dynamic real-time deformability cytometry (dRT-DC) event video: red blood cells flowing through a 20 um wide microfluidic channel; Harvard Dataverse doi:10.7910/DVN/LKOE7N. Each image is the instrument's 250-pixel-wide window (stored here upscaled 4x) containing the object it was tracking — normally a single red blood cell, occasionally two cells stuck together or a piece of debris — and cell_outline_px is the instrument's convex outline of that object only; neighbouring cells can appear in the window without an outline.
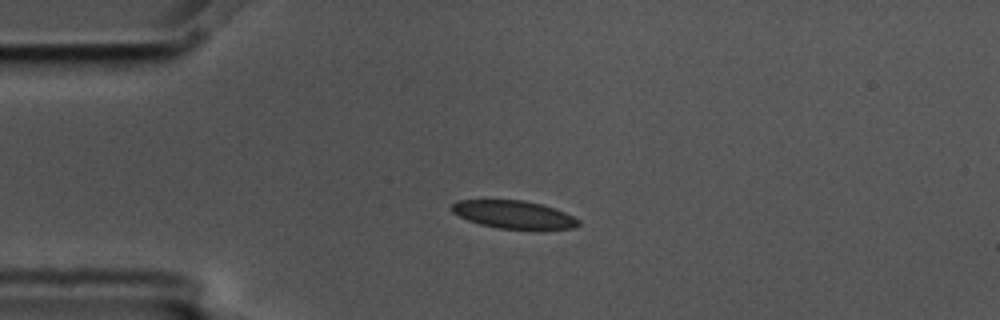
{"species": "common noctule bat (a hibernating species)", "species_latin": "Nyctalus noctula", "temperature_condition": "cold", "stored_images_in_passage": 3, "camera_frame_rate_fps": 3000, "um_per_image_px": 0.085, "animal": {"sex": "male", "body_mass_g": 17.5, "forearm_length_mm": 52.3}, "frame": {"image": 1, "passage_image": 2, "time_ms": 0.333, "image_size_px": [1000, 320], "cell_outline_px": [[580, 224], [576, 228], [544, 232], [540, 232], [496, 228], [480, 224], [468, 220], [452, 212], [448, 208], [452, 204], [460, 200], [524, 200], [556, 208], [580, 220]], "centroid_in_image_um": [43.76, 18.29], "position_along_channel_um": 41.2, "area_um2": 21.56}}